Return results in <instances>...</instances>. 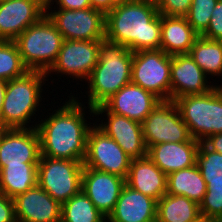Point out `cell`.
I'll return each mask as SVG.
<instances>
[{"label":"cell","instance_id":"39","mask_svg":"<svg viewBox=\"0 0 222 222\" xmlns=\"http://www.w3.org/2000/svg\"><path fill=\"white\" fill-rule=\"evenodd\" d=\"M196 222H215V221H212V220H209L207 218H203L201 217L199 220H197Z\"/></svg>","mask_w":222,"mask_h":222},{"label":"cell","instance_id":"11","mask_svg":"<svg viewBox=\"0 0 222 222\" xmlns=\"http://www.w3.org/2000/svg\"><path fill=\"white\" fill-rule=\"evenodd\" d=\"M131 160L117 142L100 130L95 122L87 137L84 167L115 174L126 179Z\"/></svg>","mask_w":222,"mask_h":222},{"label":"cell","instance_id":"32","mask_svg":"<svg viewBox=\"0 0 222 222\" xmlns=\"http://www.w3.org/2000/svg\"><path fill=\"white\" fill-rule=\"evenodd\" d=\"M157 10L163 16L185 17L191 7L192 0H153Z\"/></svg>","mask_w":222,"mask_h":222},{"label":"cell","instance_id":"15","mask_svg":"<svg viewBox=\"0 0 222 222\" xmlns=\"http://www.w3.org/2000/svg\"><path fill=\"white\" fill-rule=\"evenodd\" d=\"M106 113V114H104ZM106 115L107 122L97 123V127L107 136L114 139L124 152L131 158L147 156V147L143 138L142 123L125 116L108 112L102 105L94 108V115Z\"/></svg>","mask_w":222,"mask_h":222},{"label":"cell","instance_id":"6","mask_svg":"<svg viewBox=\"0 0 222 222\" xmlns=\"http://www.w3.org/2000/svg\"><path fill=\"white\" fill-rule=\"evenodd\" d=\"M63 40L62 34L44 15L37 23L24 30L14 42L29 70L46 73L56 61Z\"/></svg>","mask_w":222,"mask_h":222},{"label":"cell","instance_id":"14","mask_svg":"<svg viewBox=\"0 0 222 222\" xmlns=\"http://www.w3.org/2000/svg\"><path fill=\"white\" fill-rule=\"evenodd\" d=\"M40 139L36 128L0 131V170L9 165H38Z\"/></svg>","mask_w":222,"mask_h":222},{"label":"cell","instance_id":"25","mask_svg":"<svg viewBox=\"0 0 222 222\" xmlns=\"http://www.w3.org/2000/svg\"><path fill=\"white\" fill-rule=\"evenodd\" d=\"M207 191V185L195 164L167 175V194L185 196L200 204Z\"/></svg>","mask_w":222,"mask_h":222},{"label":"cell","instance_id":"13","mask_svg":"<svg viewBox=\"0 0 222 222\" xmlns=\"http://www.w3.org/2000/svg\"><path fill=\"white\" fill-rule=\"evenodd\" d=\"M100 41L63 40L57 59L46 75L57 72L86 81L99 60Z\"/></svg>","mask_w":222,"mask_h":222},{"label":"cell","instance_id":"17","mask_svg":"<svg viewBox=\"0 0 222 222\" xmlns=\"http://www.w3.org/2000/svg\"><path fill=\"white\" fill-rule=\"evenodd\" d=\"M125 179L93 168H83L82 191L95 207L106 217L112 213Z\"/></svg>","mask_w":222,"mask_h":222},{"label":"cell","instance_id":"21","mask_svg":"<svg viewBox=\"0 0 222 222\" xmlns=\"http://www.w3.org/2000/svg\"><path fill=\"white\" fill-rule=\"evenodd\" d=\"M200 142L191 138L186 142H166L150 146L147 156L166 175L196 164Z\"/></svg>","mask_w":222,"mask_h":222},{"label":"cell","instance_id":"35","mask_svg":"<svg viewBox=\"0 0 222 222\" xmlns=\"http://www.w3.org/2000/svg\"><path fill=\"white\" fill-rule=\"evenodd\" d=\"M0 222H16L14 201L0 193Z\"/></svg>","mask_w":222,"mask_h":222},{"label":"cell","instance_id":"4","mask_svg":"<svg viewBox=\"0 0 222 222\" xmlns=\"http://www.w3.org/2000/svg\"><path fill=\"white\" fill-rule=\"evenodd\" d=\"M43 71L28 70L24 75L7 81L3 107L0 113V127L11 128H36L27 124L36 114L37 107L42 100L41 88L44 81H48ZM43 83V84H42ZM41 98V99H40ZM27 125V126H26Z\"/></svg>","mask_w":222,"mask_h":222},{"label":"cell","instance_id":"3","mask_svg":"<svg viewBox=\"0 0 222 222\" xmlns=\"http://www.w3.org/2000/svg\"><path fill=\"white\" fill-rule=\"evenodd\" d=\"M133 52L106 39L100 41L99 60L88 81V108L102 105L122 87L131 83Z\"/></svg>","mask_w":222,"mask_h":222},{"label":"cell","instance_id":"20","mask_svg":"<svg viewBox=\"0 0 222 222\" xmlns=\"http://www.w3.org/2000/svg\"><path fill=\"white\" fill-rule=\"evenodd\" d=\"M13 201L16 222H61L62 205L38 185Z\"/></svg>","mask_w":222,"mask_h":222},{"label":"cell","instance_id":"1","mask_svg":"<svg viewBox=\"0 0 222 222\" xmlns=\"http://www.w3.org/2000/svg\"><path fill=\"white\" fill-rule=\"evenodd\" d=\"M63 106L55 109L47 119L35 124L40 139L41 156L84 162L87 154V137L93 127L88 124L87 108L73 95ZM85 106V107H82Z\"/></svg>","mask_w":222,"mask_h":222},{"label":"cell","instance_id":"12","mask_svg":"<svg viewBox=\"0 0 222 222\" xmlns=\"http://www.w3.org/2000/svg\"><path fill=\"white\" fill-rule=\"evenodd\" d=\"M196 164L207 185V191L199 204L201 216L222 222V154L200 142Z\"/></svg>","mask_w":222,"mask_h":222},{"label":"cell","instance_id":"10","mask_svg":"<svg viewBox=\"0 0 222 222\" xmlns=\"http://www.w3.org/2000/svg\"><path fill=\"white\" fill-rule=\"evenodd\" d=\"M147 149L166 142H186L192 137L174 101H160L142 122Z\"/></svg>","mask_w":222,"mask_h":222},{"label":"cell","instance_id":"28","mask_svg":"<svg viewBox=\"0 0 222 222\" xmlns=\"http://www.w3.org/2000/svg\"><path fill=\"white\" fill-rule=\"evenodd\" d=\"M189 54L207 76L222 77V41L198 36Z\"/></svg>","mask_w":222,"mask_h":222},{"label":"cell","instance_id":"24","mask_svg":"<svg viewBox=\"0 0 222 222\" xmlns=\"http://www.w3.org/2000/svg\"><path fill=\"white\" fill-rule=\"evenodd\" d=\"M160 49L166 54H189L194 41L199 36L188 23L186 17L161 15Z\"/></svg>","mask_w":222,"mask_h":222},{"label":"cell","instance_id":"33","mask_svg":"<svg viewBox=\"0 0 222 222\" xmlns=\"http://www.w3.org/2000/svg\"><path fill=\"white\" fill-rule=\"evenodd\" d=\"M207 30L201 35L210 40L222 41V0H218Z\"/></svg>","mask_w":222,"mask_h":222},{"label":"cell","instance_id":"36","mask_svg":"<svg viewBox=\"0 0 222 222\" xmlns=\"http://www.w3.org/2000/svg\"><path fill=\"white\" fill-rule=\"evenodd\" d=\"M203 143L211 150L222 154V133L208 136Z\"/></svg>","mask_w":222,"mask_h":222},{"label":"cell","instance_id":"31","mask_svg":"<svg viewBox=\"0 0 222 222\" xmlns=\"http://www.w3.org/2000/svg\"><path fill=\"white\" fill-rule=\"evenodd\" d=\"M218 0H192L185 16L193 30L201 36L208 28L212 12Z\"/></svg>","mask_w":222,"mask_h":222},{"label":"cell","instance_id":"5","mask_svg":"<svg viewBox=\"0 0 222 222\" xmlns=\"http://www.w3.org/2000/svg\"><path fill=\"white\" fill-rule=\"evenodd\" d=\"M192 138L203 142L222 133V85L203 94L186 95L174 100Z\"/></svg>","mask_w":222,"mask_h":222},{"label":"cell","instance_id":"8","mask_svg":"<svg viewBox=\"0 0 222 222\" xmlns=\"http://www.w3.org/2000/svg\"><path fill=\"white\" fill-rule=\"evenodd\" d=\"M83 168L80 161L40 156L38 186L62 205L82 190Z\"/></svg>","mask_w":222,"mask_h":222},{"label":"cell","instance_id":"37","mask_svg":"<svg viewBox=\"0 0 222 222\" xmlns=\"http://www.w3.org/2000/svg\"><path fill=\"white\" fill-rule=\"evenodd\" d=\"M91 7L101 11L105 15L117 4L113 0H90Z\"/></svg>","mask_w":222,"mask_h":222},{"label":"cell","instance_id":"30","mask_svg":"<svg viewBox=\"0 0 222 222\" xmlns=\"http://www.w3.org/2000/svg\"><path fill=\"white\" fill-rule=\"evenodd\" d=\"M28 70L22 61L16 43L0 40V80L10 81L24 75Z\"/></svg>","mask_w":222,"mask_h":222},{"label":"cell","instance_id":"29","mask_svg":"<svg viewBox=\"0 0 222 222\" xmlns=\"http://www.w3.org/2000/svg\"><path fill=\"white\" fill-rule=\"evenodd\" d=\"M61 222H107V218L81 190L62 204Z\"/></svg>","mask_w":222,"mask_h":222},{"label":"cell","instance_id":"7","mask_svg":"<svg viewBox=\"0 0 222 222\" xmlns=\"http://www.w3.org/2000/svg\"><path fill=\"white\" fill-rule=\"evenodd\" d=\"M171 57L162 49L133 52L131 83L153 93L161 101L171 100Z\"/></svg>","mask_w":222,"mask_h":222},{"label":"cell","instance_id":"26","mask_svg":"<svg viewBox=\"0 0 222 222\" xmlns=\"http://www.w3.org/2000/svg\"><path fill=\"white\" fill-rule=\"evenodd\" d=\"M200 206L185 196L165 194L157 201L156 222H196Z\"/></svg>","mask_w":222,"mask_h":222},{"label":"cell","instance_id":"16","mask_svg":"<svg viewBox=\"0 0 222 222\" xmlns=\"http://www.w3.org/2000/svg\"><path fill=\"white\" fill-rule=\"evenodd\" d=\"M45 0H6L0 2V40L14 41L45 15Z\"/></svg>","mask_w":222,"mask_h":222},{"label":"cell","instance_id":"2","mask_svg":"<svg viewBox=\"0 0 222 222\" xmlns=\"http://www.w3.org/2000/svg\"><path fill=\"white\" fill-rule=\"evenodd\" d=\"M161 14L153 0L117 4L105 15V39L130 51L160 49Z\"/></svg>","mask_w":222,"mask_h":222},{"label":"cell","instance_id":"18","mask_svg":"<svg viewBox=\"0 0 222 222\" xmlns=\"http://www.w3.org/2000/svg\"><path fill=\"white\" fill-rule=\"evenodd\" d=\"M210 78L195 63L190 54L172 55L170 71L171 100L174 101L186 95L203 94L212 90L215 85H208L207 80Z\"/></svg>","mask_w":222,"mask_h":222},{"label":"cell","instance_id":"27","mask_svg":"<svg viewBox=\"0 0 222 222\" xmlns=\"http://www.w3.org/2000/svg\"><path fill=\"white\" fill-rule=\"evenodd\" d=\"M38 165H9L0 170V193L15 198L38 185Z\"/></svg>","mask_w":222,"mask_h":222},{"label":"cell","instance_id":"34","mask_svg":"<svg viewBox=\"0 0 222 222\" xmlns=\"http://www.w3.org/2000/svg\"><path fill=\"white\" fill-rule=\"evenodd\" d=\"M46 1V6L45 10H49L52 2H56L58 6L57 9H67V10H76V9H86V8H91L90 0H45Z\"/></svg>","mask_w":222,"mask_h":222},{"label":"cell","instance_id":"38","mask_svg":"<svg viewBox=\"0 0 222 222\" xmlns=\"http://www.w3.org/2000/svg\"><path fill=\"white\" fill-rule=\"evenodd\" d=\"M7 82L0 80V113L3 107L4 95L6 91Z\"/></svg>","mask_w":222,"mask_h":222},{"label":"cell","instance_id":"40","mask_svg":"<svg viewBox=\"0 0 222 222\" xmlns=\"http://www.w3.org/2000/svg\"><path fill=\"white\" fill-rule=\"evenodd\" d=\"M116 4H119V3H124V2H128V1H131V0H113Z\"/></svg>","mask_w":222,"mask_h":222},{"label":"cell","instance_id":"23","mask_svg":"<svg viewBox=\"0 0 222 222\" xmlns=\"http://www.w3.org/2000/svg\"><path fill=\"white\" fill-rule=\"evenodd\" d=\"M125 184L157 201L167 193V175L148 156L131 160Z\"/></svg>","mask_w":222,"mask_h":222},{"label":"cell","instance_id":"22","mask_svg":"<svg viewBox=\"0 0 222 222\" xmlns=\"http://www.w3.org/2000/svg\"><path fill=\"white\" fill-rule=\"evenodd\" d=\"M157 200L124 185L107 222H156Z\"/></svg>","mask_w":222,"mask_h":222},{"label":"cell","instance_id":"9","mask_svg":"<svg viewBox=\"0 0 222 222\" xmlns=\"http://www.w3.org/2000/svg\"><path fill=\"white\" fill-rule=\"evenodd\" d=\"M45 15L62 34L64 40L96 41L105 39V14L94 8L51 9Z\"/></svg>","mask_w":222,"mask_h":222},{"label":"cell","instance_id":"19","mask_svg":"<svg viewBox=\"0 0 222 222\" xmlns=\"http://www.w3.org/2000/svg\"><path fill=\"white\" fill-rule=\"evenodd\" d=\"M160 101L153 93L129 83L106 100L102 106L108 112L142 123Z\"/></svg>","mask_w":222,"mask_h":222}]
</instances>
